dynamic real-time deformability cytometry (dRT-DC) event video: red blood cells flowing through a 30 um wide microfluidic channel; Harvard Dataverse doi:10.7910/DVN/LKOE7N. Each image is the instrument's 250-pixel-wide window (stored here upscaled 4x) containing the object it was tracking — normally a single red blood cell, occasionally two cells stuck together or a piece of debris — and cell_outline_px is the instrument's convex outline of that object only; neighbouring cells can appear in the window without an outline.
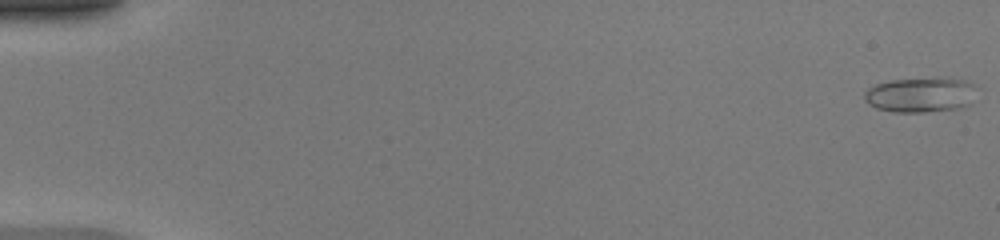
{"species": "common noctule bat (a hibernating species)", "species_latin": "Nyctalus noctula", "temperature_condition": "warm", "stored_images_in_passage": 50, "camera_frame_rate_fps": 3000, "um_per_image_px": 0.085, "animal": {"sex": "female", "body_mass_g": 20.0, "forearm_length_mm": 54.0}, "frame": {"image": 1, "passage_image": 1, "time_ms": 0.0, "image_size_px": [1000, 240], "cell_outline_px": [[976, 84], [972, 104], [960, 108], [924, 112], [892, 112], [876, 108], [868, 104], [864, 100], [864, 92], [868, 88], [876, 84], [892, 80], [936, 76], [968, 80]], "centroid_in_image_um": [78.28, 8.03], "position_along_channel_um": 6.7, "area_um2": 23.58}}
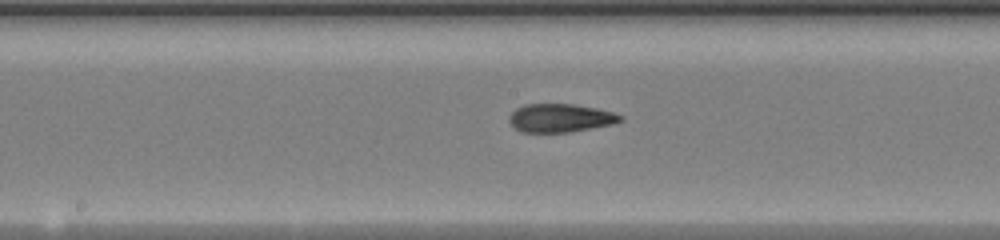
{"frame": {"image": 2, "passage_image": 27, "time_ms": 8.667, "image_size_px": [1000, 240], "cell_outline_px": [[624, 120], [612, 124], [568, 132], [520, 132], [508, 120], [508, 116], [516, 108], [524, 104], [572, 104], [596, 108], [612, 112], [624, 116]], "centroid_in_image_um": [47.62, 10.02], "position_along_channel_um": 200.6, "area_um2": 18.32}}
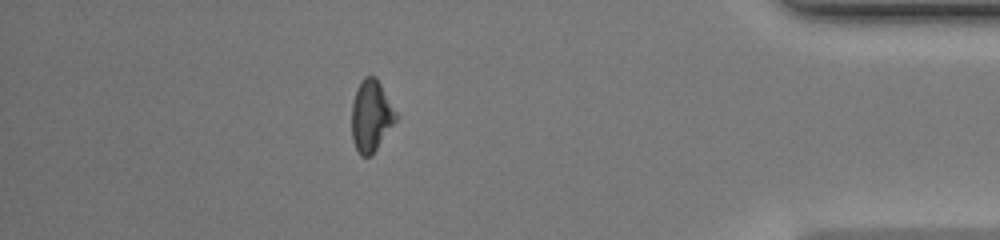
{"frame": {"image": 3, "passage_image": 44, "time_ms": 14.333, "image_size_px": [1000, 240], "cell_outline_px": [[400, 116], [372, 156], [360, 156], [352, 140], [352, 104], [356, 88], [364, 76], [376, 76]], "centroid_in_image_um": [31.57, 9.85], "position_along_channel_um": 403.6, "area_um2": 18.84}, "authors_computed_cell_mechanics": {"area_um2": 18.8717, "velocity_mm_per_s": 4.2504, "shape_relaxation_time_tau1_ms": null, "shape_relaxation_time_tau2_ms": 1.7982, "deformation_change_tau1": null, "deformation_change_tau2": 0.0801}}